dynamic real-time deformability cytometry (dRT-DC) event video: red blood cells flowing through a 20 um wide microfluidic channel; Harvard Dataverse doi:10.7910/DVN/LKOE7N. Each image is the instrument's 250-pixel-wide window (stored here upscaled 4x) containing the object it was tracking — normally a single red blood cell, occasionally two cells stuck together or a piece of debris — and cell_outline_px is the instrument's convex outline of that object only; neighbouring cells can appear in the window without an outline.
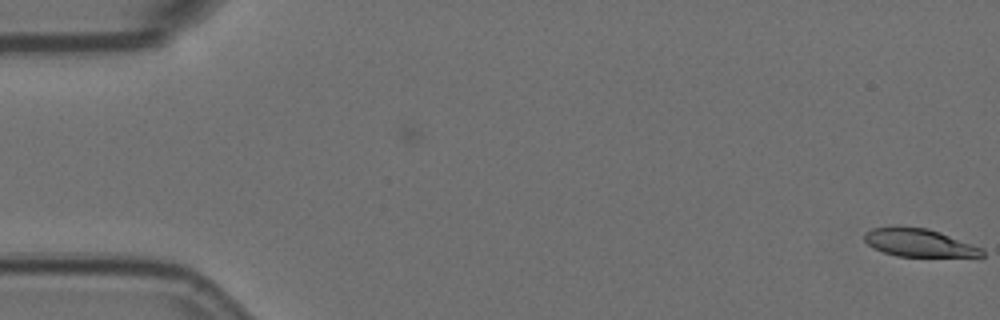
{"species": "Egyptian fruit bat (a non-hibernating species)", "species_latin": "Rousettus aegyptiacus", "temperature_condition": "room temperature", "stored_images_in_passage": 6, "segment_of_instrument_passage": [1, 2], "camera_frame_rate_fps": 3000, "um_per_image_px": 0.085, "animal": {"sex": "female"}, "frame": {"image": 1, "passage_image": 1, "time_ms": 0.0, "image_size_px": [1000, 320], "cell_outline_px": [[984, 256], [980, 260], [896, 256], [872, 248], [864, 240], [864, 232], [872, 228], [928, 228], [940, 232], [984, 248]], "centroid_in_image_um": [78.32, 20.73], "position_along_channel_um": 6.7, "area_um2": 20.06}}